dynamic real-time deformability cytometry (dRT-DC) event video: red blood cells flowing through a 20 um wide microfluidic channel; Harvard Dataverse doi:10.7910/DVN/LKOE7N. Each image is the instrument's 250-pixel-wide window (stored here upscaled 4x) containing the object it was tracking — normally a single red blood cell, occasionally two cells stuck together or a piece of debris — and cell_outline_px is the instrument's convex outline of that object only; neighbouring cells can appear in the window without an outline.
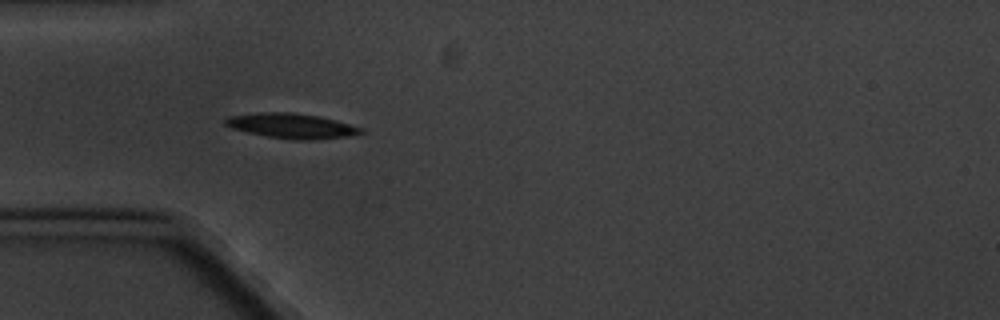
{"species": "common noctule bat (a hibernating species)", "species_latin": "Nyctalus noctula", "temperature_condition": "cold", "stored_images_in_passage": 5, "camera_frame_rate_fps": 3000, "um_per_image_px": 0.085, "animal": {"sex": "male", "body_mass_g": 20.1, "forearm_length_mm": 53.5}, "frame": {"image": 1, "passage_image": 5, "time_ms": 4.667, "image_size_px": [1000, 320], "cell_outline_px": [[364, 132], [348, 136], [312, 140], [296, 140], [268, 136], [248, 132], [232, 128], [224, 124], [224, 120], [228, 116], [256, 112], [292, 112], [320, 116], [336, 120], [364, 128]], "centroid_in_image_um": [24.79, 10.68], "position_along_channel_um": 60.2, "area_um2": 19.77}}